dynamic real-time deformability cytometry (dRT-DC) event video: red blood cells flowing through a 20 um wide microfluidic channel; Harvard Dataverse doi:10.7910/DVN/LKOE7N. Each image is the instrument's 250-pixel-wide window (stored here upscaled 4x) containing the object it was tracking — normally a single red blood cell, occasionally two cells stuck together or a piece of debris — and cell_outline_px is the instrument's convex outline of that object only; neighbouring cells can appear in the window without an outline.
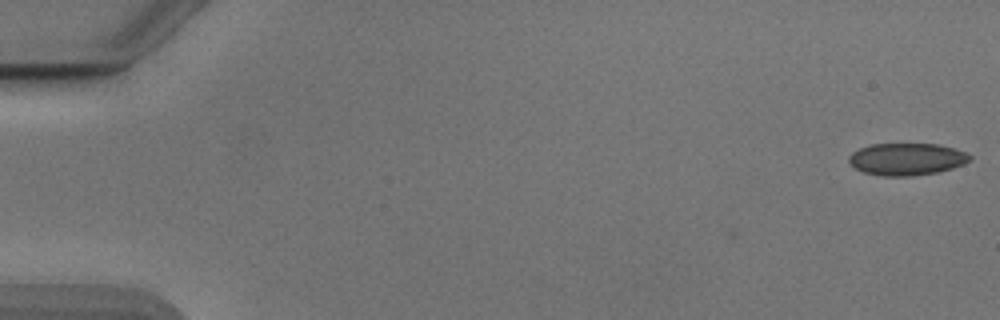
{"species": "Egyptian fruit bat (a non-hibernating species)", "species_latin": "Rousettus aegyptiacus", "temperature_condition": "cold", "stored_images_in_passage": 8, "camera_frame_rate_fps": 3000, "um_per_image_px": 0.085, "animal": {"sex": "male"}, "frame": {"image": 1, "passage_image": 1, "time_ms": 0.0, "image_size_px": [1000, 320], "cell_outline_px": [[972, 160], [964, 164], [952, 168], [936, 172], [912, 176], [880, 176], [864, 172], [856, 168], [848, 160], [848, 156], [852, 152], [860, 148], [872, 144], [936, 144], [968, 152], [972, 156]], "centroid_in_image_um": [77.09, 13.53], "position_along_channel_um": 7.9, "area_um2": 22.66}}